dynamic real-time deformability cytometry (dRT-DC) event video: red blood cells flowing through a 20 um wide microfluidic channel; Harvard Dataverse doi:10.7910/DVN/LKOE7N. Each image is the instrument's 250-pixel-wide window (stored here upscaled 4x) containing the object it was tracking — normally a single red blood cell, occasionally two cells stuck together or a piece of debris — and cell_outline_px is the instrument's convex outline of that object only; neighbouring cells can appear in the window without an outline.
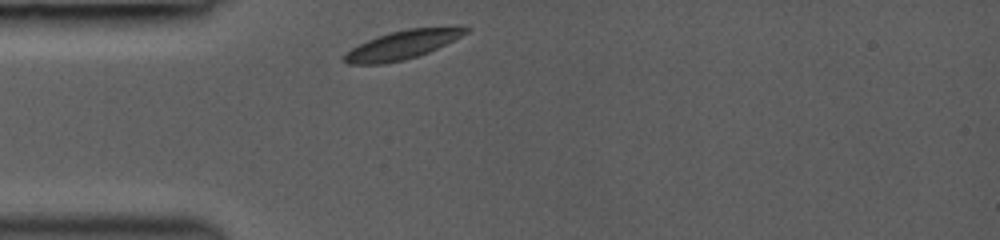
{"species": "common noctule bat (a hibernating species)", "species_latin": "Nyctalus noctula", "temperature_condition": "room temperature", "stored_images_in_passage": 9, "camera_frame_rate_fps": 3000, "um_per_image_px": 0.085, "animal": {"sex": "female", "body_mass_g": 19.0, "forearm_length_mm": 53.3}, "frame": {"image": 1, "passage_image": 1, "time_ms": 0.0, "image_size_px": [1000, 240], "cell_outline_px": [[472, 28], [468, 32], [428, 52], [404, 60], [384, 64], [348, 64], [344, 60], [344, 56], [352, 48], [376, 36], [408, 28], [456, 24]], "centroid_in_image_um": [34.29, 3.76], "position_along_channel_um": 50.7, "area_um2": 20.4}}
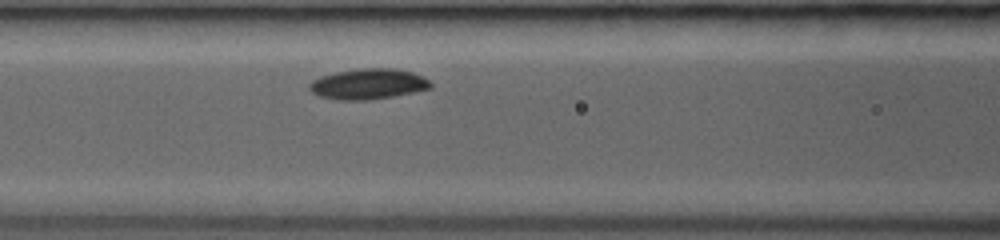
{"frame": {"image": 2, "passage_image": 6, "time_ms": 2.333, "image_size_px": [1000, 240], "cell_outline_px": [[432, 88], [392, 96], [368, 100], [340, 100], [320, 96], [312, 92], [308, 88], [308, 84], [312, 80], [320, 76], [336, 72], [360, 68], [396, 68], [412, 72], [424, 76], [432, 84]], "centroid_in_image_um": [31.29, 7.13], "position_along_channel_um": 135.3, "area_um2": 21.62}}
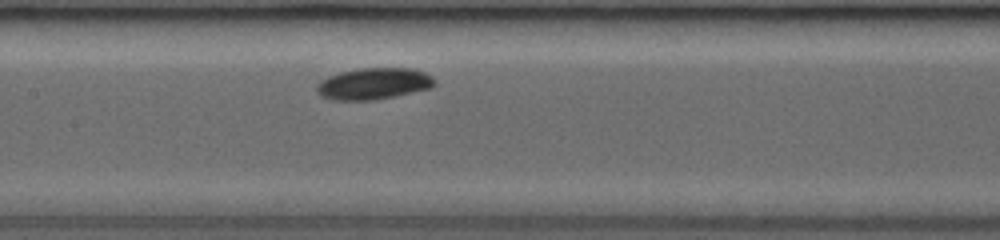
{"frame": {"image": 3, "passage_image": 9, "time_ms": 3.333, "image_size_px": [1000, 240], "cell_outline_px": [[436, 84], [432, 88], [372, 100], [332, 100], [320, 96], [316, 88], [316, 84], [320, 80], [328, 76], [340, 72], [360, 68], [412, 68], [424, 72], [432, 76], [436, 80]], "centroid_in_image_um": [31.75, 7.1], "position_along_channel_um": 175.6, "area_um2": 21.73}}